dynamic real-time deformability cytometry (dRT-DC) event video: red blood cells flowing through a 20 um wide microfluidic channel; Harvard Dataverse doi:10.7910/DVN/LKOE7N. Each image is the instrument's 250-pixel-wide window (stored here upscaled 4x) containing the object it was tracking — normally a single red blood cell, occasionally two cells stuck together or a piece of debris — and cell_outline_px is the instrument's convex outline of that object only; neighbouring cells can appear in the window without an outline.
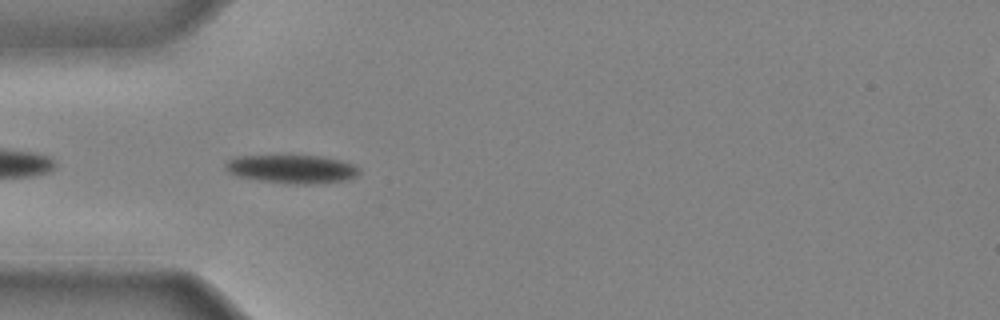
{"species": "common noctule bat (a hibernating species)", "species_latin": "Nyctalus noctula", "temperature_condition": "cold", "stored_images_in_passage": 32, "camera_frame_rate_fps": 3000, "um_per_image_px": 0.085, "animal": {"sex": "male", "body_mass_g": 20.4}, "frame": {"image": 1, "passage_image": 2, "time_ms": 0.333, "image_size_px": [1000, 320], "cell_outline_px": [[360, 172], [356, 176], [344, 180], [308, 184], [292, 184], [260, 180], [236, 176], [228, 172], [224, 168], [224, 164], [228, 160], [236, 156], [320, 156], [340, 160], [352, 164], [360, 168]], "centroid_in_image_um": [24.78, 14.36], "position_along_channel_um": 60.2, "area_um2": 22.02}}
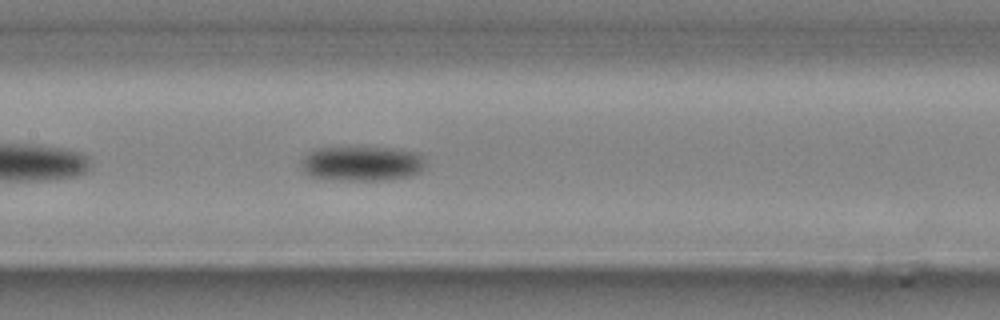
{"frame": {"image": 2, "passage_image": 10, "time_ms": 3.0, "image_size_px": [1000, 320], "cell_outline_px": [[424, 168], [420, 172], [412, 176], [388, 180], [344, 180], [312, 176], [304, 172], [300, 168], [304, 156], [308, 152], [316, 148], [392, 148], [416, 152], [424, 160]], "centroid_in_image_um": [30.77, 13.91], "position_along_channel_um": 176.6, "area_um2": 25.09}}
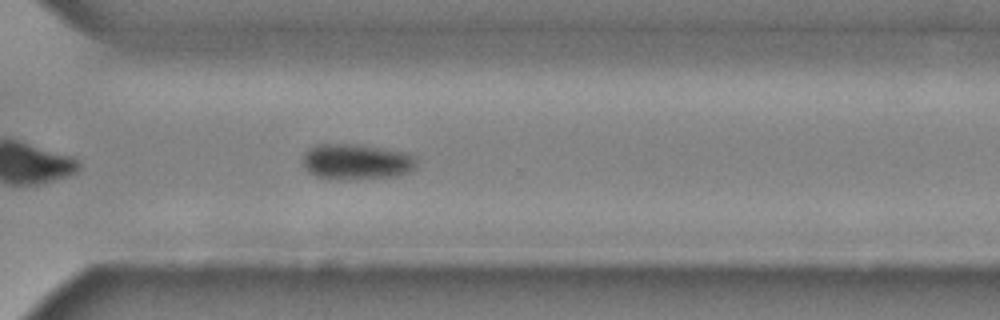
{"frame": {"image": 3, "passage_image": 21, "time_ms": 6.667, "image_size_px": [1000, 320], "cell_outline_px": [[416, 168], [412, 172], [400, 176], [352, 180], [328, 180], [316, 176], [308, 172], [304, 168], [304, 152], [308, 148], [316, 144], [364, 144], [408, 152], [416, 156]], "centroid_in_image_um": [30.34, 13.76], "position_along_channel_um": 340.3, "area_um2": 24.68}}